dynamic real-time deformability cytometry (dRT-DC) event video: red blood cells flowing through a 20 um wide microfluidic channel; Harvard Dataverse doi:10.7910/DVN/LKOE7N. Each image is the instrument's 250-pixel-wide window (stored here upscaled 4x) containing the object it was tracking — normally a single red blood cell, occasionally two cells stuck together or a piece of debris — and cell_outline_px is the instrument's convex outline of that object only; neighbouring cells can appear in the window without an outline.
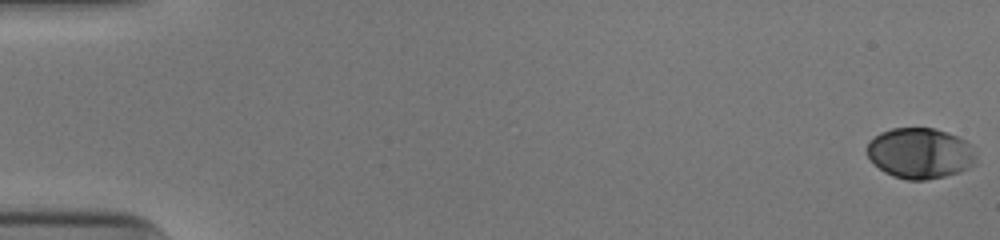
{"species": "human", "species_latin": "Homo sapiens", "temperature_condition": "cold", "stored_images_in_passage": 53, "camera_frame_rate_fps": 3000, "um_per_image_px": 0.085, "donor": {"sex": "male"}, "frame": {"image": 1, "passage_image": 1, "time_ms": 0.0, "image_size_px": [1000, 240], "cell_outline_px": [[976, 164], [960, 172], [944, 176], [924, 180], [908, 180], [892, 176], [884, 172], [868, 156], [868, 144], [880, 132], [892, 128], [936, 128], [948, 132], [972, 144], [976, 156]], "centroid_in_image_um": [78.26, 13.02], "position_along_channel_um": 6.7, "area_um2": 32.19}}
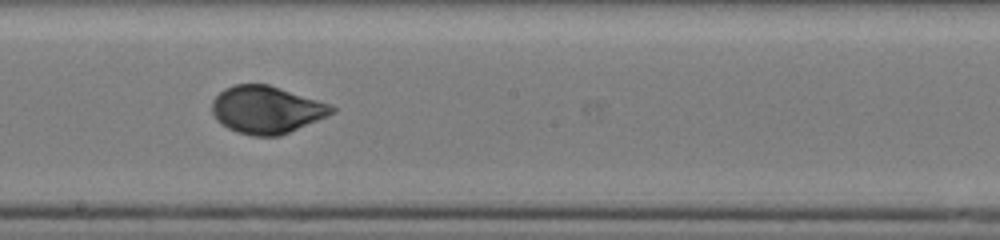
{"frame": {"image": 2, "passage_image": 31, "time_ms": 10.0, "image_size_px": [1000, 240], "cell_outline_px": [[336, 112], [280, 136], [252, 136], [236, 132], [228, 128], [216, 120], [212, 112], [212, 100], [224, 88], [236, 84], [268, 84], [328, 104], [336, 108]], "centroid_in_image_um": [22.61, 9.33], "position_along_channel_um": 225.6, "area_um2": 32.89}}
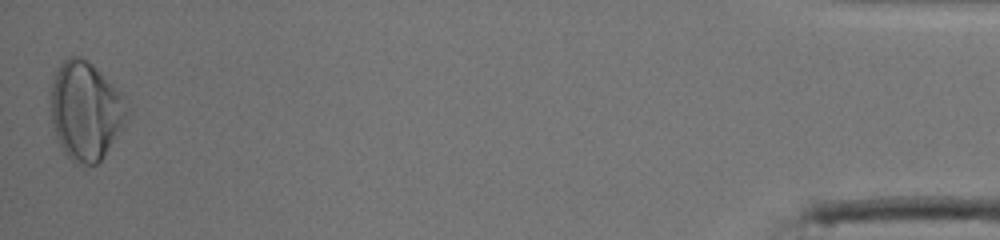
{"frame": {"image": 3, "passage_image": 53, "time_ms": 17.333, "image_size_px": [1000, 240], "cell_outline_px": [[132, 108], [124, 128], [104, 156], [96, 164], [76, 164], [64, 152], [56, 136], [52, 120], [52, 84], [56, 72], [60, 64], [68, 56], [80, 56], [92, 64], [120, 92]], "centroid_in_image_um": [7.34, 9.43], "position_along_channel_um": 427.9, "area_um2": 43.81}, "authors_computed_cell_mechanics": {"area_um2": 32.4836, "velocity_mm_per_s": 3.935, "shape_relaxation_time_tau1_ms": 2.4531, "shape_relaxation_time_tau2_ms": null, "deformation_change_tau1": 0.1438, "deformation_change_tau2": null}}